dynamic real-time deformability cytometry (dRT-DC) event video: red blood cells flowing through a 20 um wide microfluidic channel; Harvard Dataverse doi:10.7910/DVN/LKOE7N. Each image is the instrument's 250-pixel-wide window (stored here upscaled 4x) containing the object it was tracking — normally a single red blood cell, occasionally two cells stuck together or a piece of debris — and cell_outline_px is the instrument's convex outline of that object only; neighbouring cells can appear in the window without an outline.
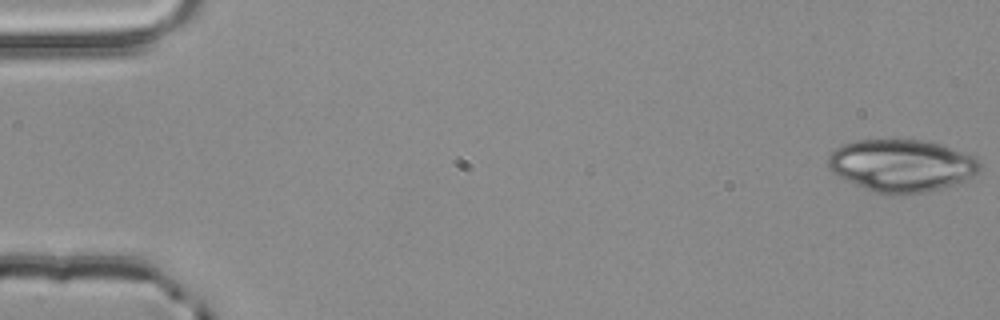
{"species": "common noctule bat (a hibernating species)", "species_latin": "Nyctalus noctula", "temperature_condition": "room temperature", "stored_images_in_passage": 10, "camera_frame_rate_fps": 3000, "um_per_image_px": 0.085, "animal": {"sex": "male", "body_mass_g": 20.4}, "frame": {"image": 1, "passage_image": 1, "time_ms": 0.0, "image_size_px": [1000, 320], "cell_outline_px": [[980, 172], [964, 180], [940, 188], [924, 192], [876, 192], [856, 184], [832, 172], [828, 168], [828, 156], [836, 148], [844, 144], [856, 140], [924, 140], [940, 144], [976, 156], [980, 160]], "centroid_in_image_um": [76.66, 14.03], "position_along_channel_um": 8.3, "area_um2": 45.43}}